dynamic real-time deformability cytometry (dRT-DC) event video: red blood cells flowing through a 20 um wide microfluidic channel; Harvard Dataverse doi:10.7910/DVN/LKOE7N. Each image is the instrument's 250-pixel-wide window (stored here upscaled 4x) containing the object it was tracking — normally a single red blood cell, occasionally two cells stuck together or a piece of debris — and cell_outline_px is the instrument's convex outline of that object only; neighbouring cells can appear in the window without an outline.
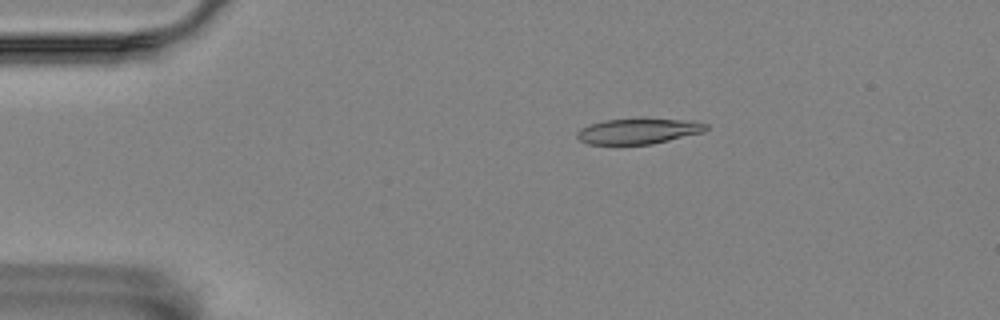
{"species": "Egyptian fruit bat (a non-hibernating species)", "species_latin": "Rousettus aegyptiacus", "temperature_condition": "room temperature", "stored_images_in_passage": 4, "camera_frame_rate_fps": 3000, "um_per_image_px": 0.085, "animal": {"sex": "female"}, "frame": {"image": 1, "passage_image": 3, "time_ms": 0.667, "image_size_px": [1000, 320], "cell_outline_px": [[708, 128], [704, 132], [652, 144], [588, 144], [580, 140], [576, 136], [576, 132], [592, 124], [604, 120], [692, 120], [708, 124]], "centroid_in_image_um": [54.3, 11.17], "position_along_channel_um": 30.7, "area_um2": 18.61}}